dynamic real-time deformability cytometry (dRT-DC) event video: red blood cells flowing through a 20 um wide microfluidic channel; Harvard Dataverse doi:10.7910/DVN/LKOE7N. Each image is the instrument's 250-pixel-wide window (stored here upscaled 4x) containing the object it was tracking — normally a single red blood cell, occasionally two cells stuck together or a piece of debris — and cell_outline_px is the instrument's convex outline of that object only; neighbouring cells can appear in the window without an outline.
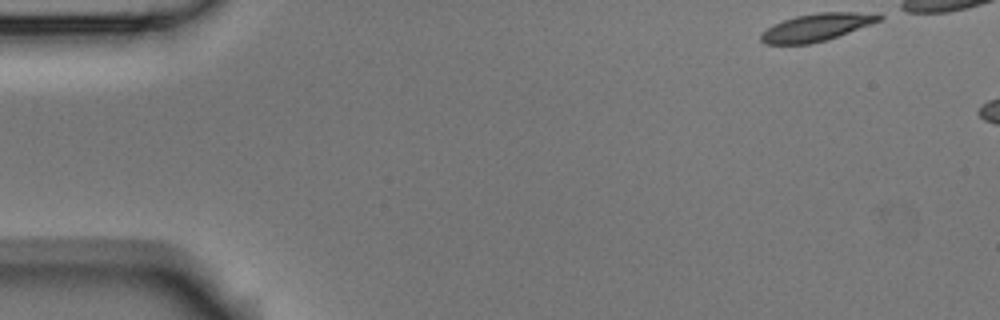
{"species": "Egyptian fruit bat (a non-hibernating species)", "species_latin": "Rousettus aegyptiacus", "temperature_condition": "room temperature", "stored_images_in_passage": 2, "camera_frame_rate_fps": 3000, "um_per_image_px": 0.085, "animal": {"sex": "male"}, "frame": {"image": 1, "passage_image": 1, "time_ms": 0.0, "image_size_px": [1000, 320], "cell_outline_px": [[884, 16], [880, 20], [848, 32], [824, 40], [808, 44], [764, 44], [760, 40], [760, 32], [772, 24], [796, 16], [816, 12], [856, 12]], "centroid_in_image_um": [69.29, 2.32], "position_along_channel_um": 15.7, "area_um2": 18.61}}